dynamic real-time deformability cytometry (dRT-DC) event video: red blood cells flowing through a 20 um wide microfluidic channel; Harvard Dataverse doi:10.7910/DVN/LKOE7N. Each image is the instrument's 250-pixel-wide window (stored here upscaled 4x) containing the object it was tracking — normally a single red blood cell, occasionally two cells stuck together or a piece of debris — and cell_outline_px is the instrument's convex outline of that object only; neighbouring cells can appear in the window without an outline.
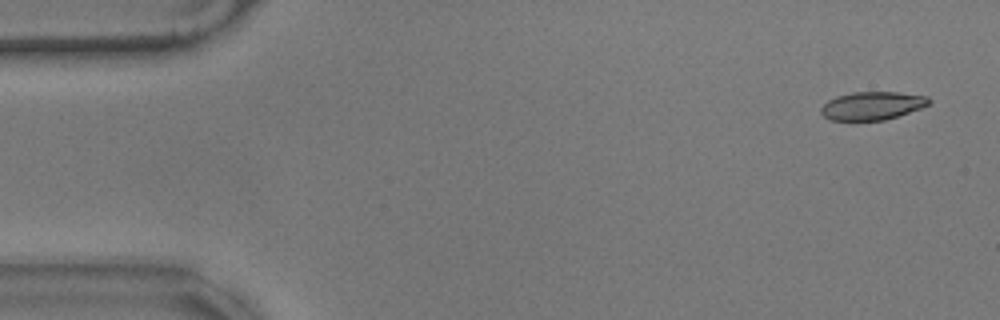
{"species": "common noctule bat (a hibernating species)", "species_latin": "Nyctalus noctula", "temperature_condition": "warm", "stored_images_in_passage": 57, "camera_frame_rate_fps": 3000, "um_per_image_px": 0.085, "animal": {"sex": "male", "body_mass_g": 17.9}, "frame": {"image": 1, "passage_image": 3, "time_ms": 0.667, "image_size_px": [1000, 320], "cell_outline_px": [[932, 100], [928, 104], [920, 108], [884, 120], [828, 120], [820, 112], [820, 108], [828, 100], [836, 96], [852, 92], [896, 92], [928, 96]], "centroid_in_image_um": [74.11, 8.98], "position_along_channel_um": 10.9, "area_um2": 17.63}}
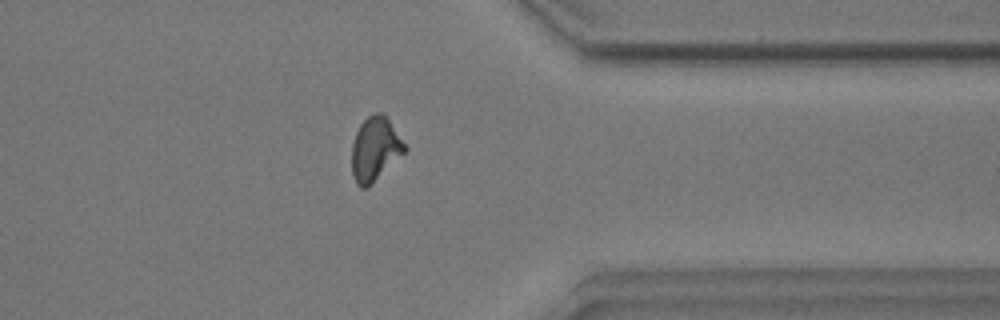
{"frame": {"image": 2, "passage_image": 45, "time_ms": 14.667, "image_size_px": [1000, 320], "cell_outline_px": [[408, 148], [368, 188], [360, 188], [356, 184], [352, 176], [352, 144], [356, 132], [360, 124], [372, 112], [384, 112]], "centroid_in_image_um": [31.86, 12.66], "position_along_channel_um": 379.5, "area_um2": 19.83}}
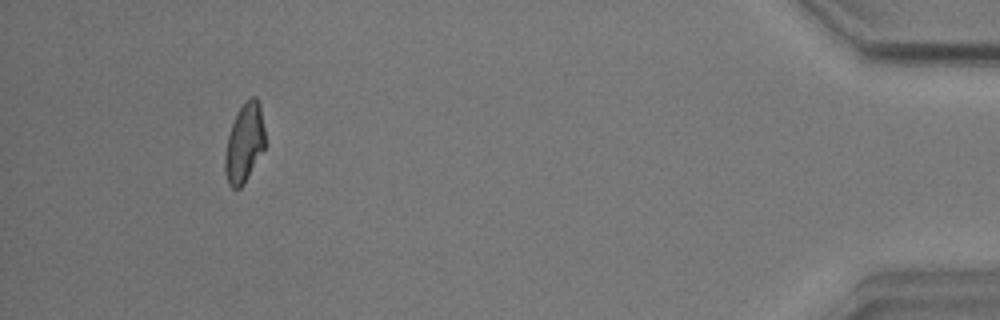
{"frame": {"image": 3, "passage_image": 53, "time_ms": 17.333, "image_size_px": [1000, 320], "cell_outline_px": [[264, 148], [244, 184], [240, 188], [232, 188], [228, 184], [224, 168], [224, 156], [228, 136], [236, 112], [244, 100], [252, 96], [256, 96], [260, 104], [264, 128]], "centroid_in_image_um": [20.76, 12.12], "position_along_channel_um": 414.4, "area_um2": 18.5}, "authors_computed_cell_mechanics": {"area_um2": 18.9584, "velocity_mm_per_s": 3.5187, "shape_relaxation_time_tau1_ms": null, "shape_relaxation_time_tau2_ms": 2.4344, "deformation_change_tau1": null, "deformation_change_tau2": 0.0919}}